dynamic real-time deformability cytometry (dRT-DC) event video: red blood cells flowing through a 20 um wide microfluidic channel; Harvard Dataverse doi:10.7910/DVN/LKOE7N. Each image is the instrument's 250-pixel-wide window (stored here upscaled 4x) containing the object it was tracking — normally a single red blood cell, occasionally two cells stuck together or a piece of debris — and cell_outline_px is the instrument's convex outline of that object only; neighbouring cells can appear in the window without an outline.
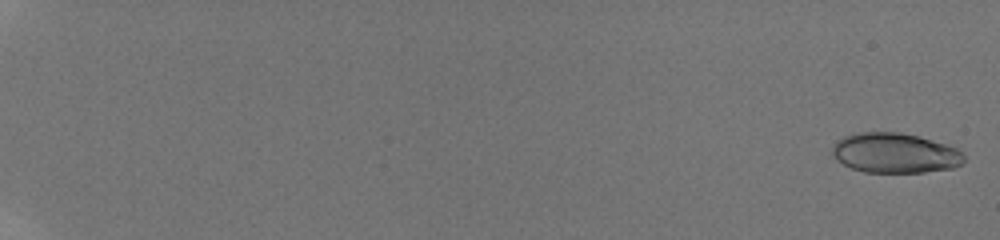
{"species": "human", "species_latin": "Homo sapiens", "temperature_condition": "room temperature", "stored_images_in_passage": 42, "camera_frame_rate_fps": 3000, "um_per_image_px": 0.085, "donor": {"sex": "male"}, "frame": {"image": 1, "passage_image": 2, "time_ms": 0.333, "image_size_px": [1000, 240], "cell_outline_px": [[964, 160], [960, 164], [952, 168], [924, 172], [864, 172], [852, 168], [836, 160], [832, 156], [832, 148], [836, 140], [844, 136], [856, 132], [900, 132], [916, 136], [944, 144], [956, 148], [964, 152]], "centroid_in_image_um": [76.03, 13.0], "position_along_channel_um": 9.0, "area_um2": 30.63}}
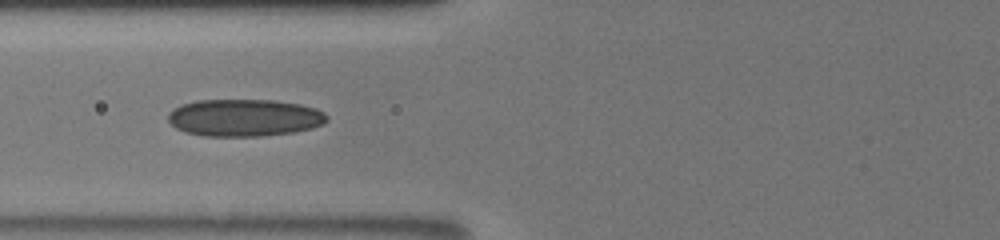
{"frame": {"image": 2, "passage_image": 25, "time_ms": 9.0, "image_size_px": [1000, 240], "cell_outline_px": [[328, 120], [324, 124], [312, 128], [292, 132], [264, 136], [204, 136], [184, 132], [176, 128], [168, 120], [168, 112], [180, 104], [196, 100], [276, 100], [300, 104], [316, 108], [324, 112], [328, 116]], "centroid_in_image_um": [20.77, 10.0], "position_along_channel_um": 105.0, "area_um2": 34.8}}
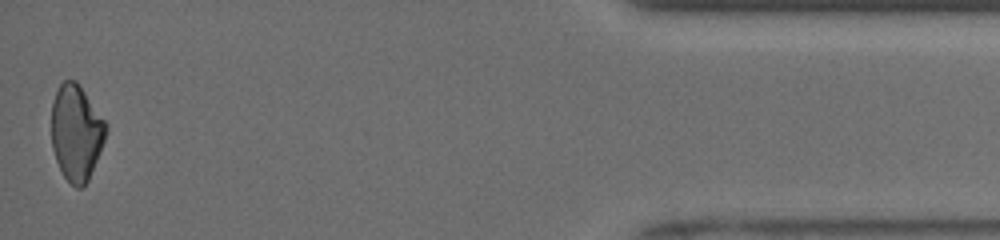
{"frame": {"image": 3, "passage_image": 42, "time_ms": 18.667, "image_size_px": [1000, 240], "cell_outline_px": [[108, 128], [104, 140], [88, 180], [80, 188], [76, 188], [64, 176], [56, 160], [52, 148], [52, 100], [60, 84], [64, 80], [76, 80], [108, 124]], "centroid_in_image_um": [6.48, 11.24], "position_along_channel_um": 428.7, "area_um2": 30.17}, "authors_computed_cell_mechanics": {"area_um2": 31.3854, "velocity_mm_per_s": 3.984, "shape_relaxation_time_tau1_ms": null, "shape_relaxation_time_tau2_ms": 3.9591, "deformation_change_tau1": null, "deformation_change_tau2": 0.0912}}